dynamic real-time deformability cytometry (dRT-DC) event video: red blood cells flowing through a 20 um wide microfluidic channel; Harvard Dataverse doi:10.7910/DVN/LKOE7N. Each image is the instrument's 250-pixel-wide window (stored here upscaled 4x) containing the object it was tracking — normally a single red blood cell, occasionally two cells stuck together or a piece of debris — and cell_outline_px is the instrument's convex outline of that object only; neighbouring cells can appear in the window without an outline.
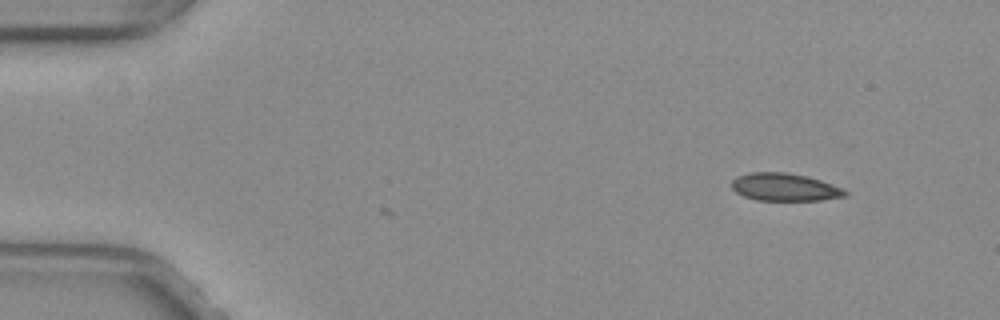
{"species": "common noctule bat (a hibernating species)", "species_latin": "Nyctalus noctula", "temperature_condition": "warm", "stored_images_in_passage": 4, "camera_frame_rate_fps": 3000, "um_per_image_px": 0.085, "animal": {"sex": "female", "body_mass_g": 29.2, "forearm_length_mm": 56.3}, "frame": {"image": 1, "passage_image": 4, "time_ms": 1.0, "image_size_px": [1000, 320], "cell_outline_px": [[848, 196], [820, 200], [756, 200], [744, 196], [736, 192], [732, 188], [732, 180], [736, 176], [752, 172], [784, 172], [808, 176], [844, 188], [848, 192]], "centroid_in_image_um": [66.72, 15.9], "position_along_channel_um": 18.3, "area_um2": 18.38}}